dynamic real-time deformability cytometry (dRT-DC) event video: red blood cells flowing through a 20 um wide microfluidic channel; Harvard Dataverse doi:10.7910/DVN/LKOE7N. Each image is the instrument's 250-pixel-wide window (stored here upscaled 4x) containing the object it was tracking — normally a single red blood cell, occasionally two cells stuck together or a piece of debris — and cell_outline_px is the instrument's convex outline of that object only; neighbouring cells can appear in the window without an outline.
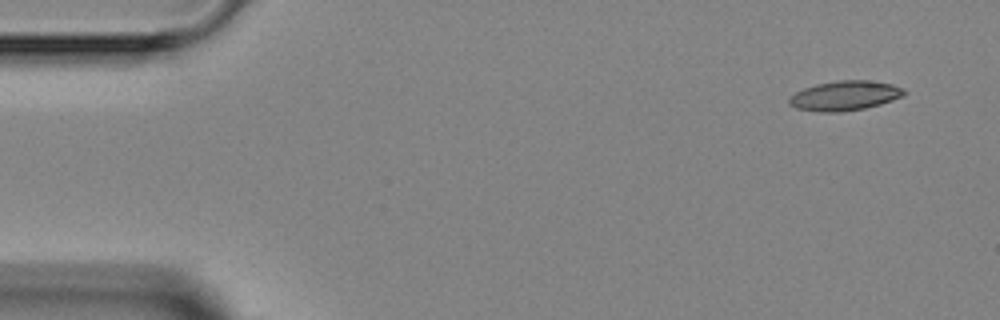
{"species": "Egyptian fruit bat (a non-hibernating species)", "species_latin": "Rousettus aegyptiacus", "temperature_condition": "room temperature", "stored_images_in_passage": 2, "camera_frame_rate_fps": 3000, "um_per_image_px": 0.085, "animal": {"sex": "female"}, "frame": {"image": 1, "passage_image": 2, "time_ms": 2.0, "image_size_px": [1000, 320], "cell_outline_px": [[904, 96], [880, 104], [864, 108], [840, 112], [820, 112], [796, 108], [788, 104], [788, 100], [796, 92], [804, 88], [816, 84], [840, 80], [868, 80], [892, 84], [904, 88]], "centroid_in_image_um": [71.81, 8.13], "position_along_channel_um": 13.2, "area_um2": 19.77}}